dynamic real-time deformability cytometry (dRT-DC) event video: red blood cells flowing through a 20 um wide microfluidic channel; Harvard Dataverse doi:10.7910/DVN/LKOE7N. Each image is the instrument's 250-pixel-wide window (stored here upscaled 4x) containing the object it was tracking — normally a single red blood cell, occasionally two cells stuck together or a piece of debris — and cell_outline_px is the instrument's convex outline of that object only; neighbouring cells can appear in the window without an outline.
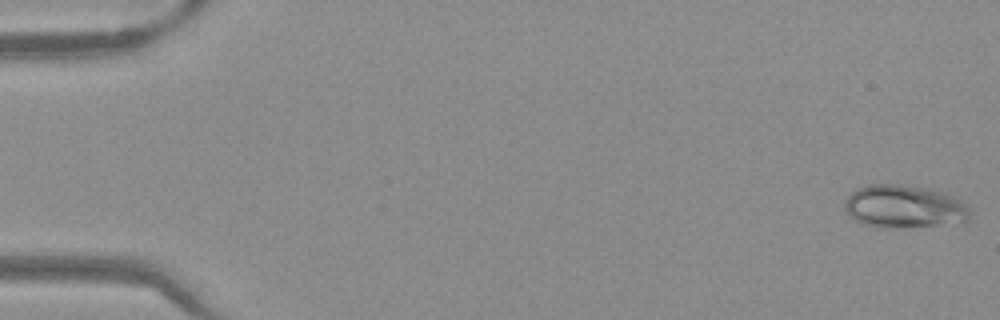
{"species": "Egyptian fruit bat (a non-hibernating species)", "species_latin": "Rousettus aegyptiacus", "temperature_condition": "warm", "stored_images_in_passage": 46, "camera_frame_rate_fps": 3000, "um_per_image_px": 0.085, "frame": {"image": 1, "passage_image": 1, "time_ms": 0.0, "image_size_px": [1000, 320], "cell_outline_px": [[968, 220], [936, 224], [888, 228], [880, 228], [864, 224], [856, 220], [844, 208], [844, 200], [848, 192], [856, 188], [868, 184], [900, 184], [932, 188], [952, 196], [960, 200], [968, 208]], "centroid_in_image_um": [76.76, 17.52], "position_along_channel_um": 8.2, "area_um2": 31.1}}
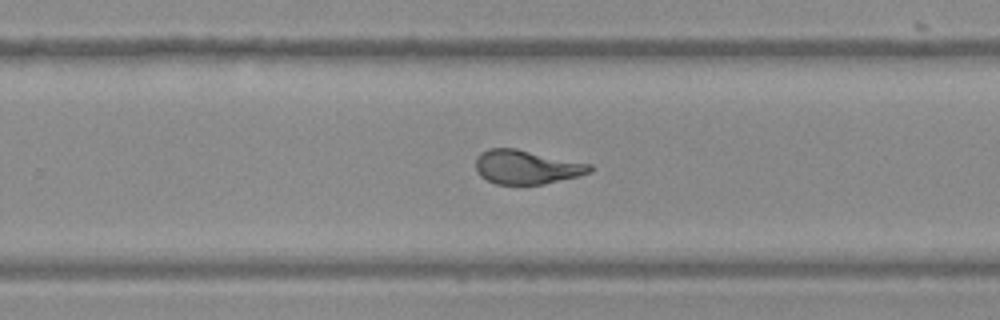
{"frame": {"image": 2, "passage_image": 33, "time_ms": 10.667, "image_size_px": [1000, 320], "cell_outline_px": [[592, 172], [580, 176], [544, 184], [496, 184], [480, 176], [476, 172], [476, 156], [480, 152], [488, 148], [516, 148], [592, 164]], "centroid_in_image_um": [44.76, 14.19], "position_along_channel_um": 285.0, "area_um2": 22.83}}
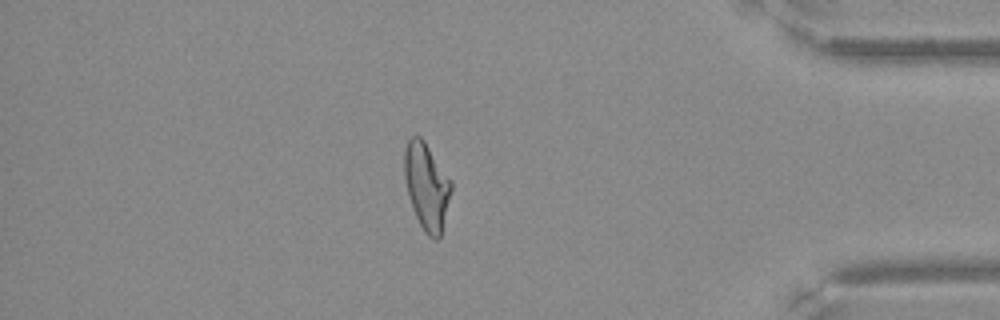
{"frame": {"image": 3, "passage_image": 44, "time_ms": 14.333, "image_size_px": [1000, 320], "cell_outline_px": [[452, 188], [440, 236], [436, 240], [428, 236], [424, 232], [416, 216], [408, 196], [404, 176], [404, 148], [408, 140], [412, 136], [420, 136], [424, 140], [452, 180]], "centroid_in_image_um": [36.26, 15.8], "position_along_channel_um": 398.9, "area_um2": 23.64}}